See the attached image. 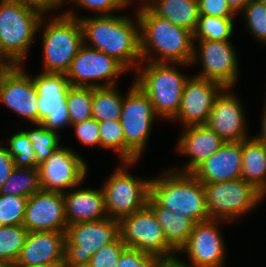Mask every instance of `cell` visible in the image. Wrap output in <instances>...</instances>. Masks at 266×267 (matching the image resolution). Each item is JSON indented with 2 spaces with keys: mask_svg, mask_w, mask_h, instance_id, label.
I'll return each mask as SVG.
<instances>
[{
  "mask_svg": "<svg viewBox=\"0 0 266 267\" xmlns=\"http://www.w3.org/2000/svg\"><path fill=\"white\" fill-rule=\"evenodd\" d=\"M75 12L74 9H68L62 15L79 19L83 30L85 46L104 52L108 56L115 58L127 70L131 71V69L134 70L135 68L136 71L142 62L140 23L137 16H135V21L128 15L121 16L112 14L78 17L77 11Z\"/></svg>",
  "mask_w": 266,
  "mask_h": 267,
  "instance_id": "1",
  "label": "cell"
},
{
  "mask_svg": "<svg viewBox=\"0 0 266 267\" xmlns=\"http://www.w3.org/2000/svg\"><path fill=\"white\" fill-rule=\"evenodd\" d=\"M139 5L136 15L140 23L142 61L191 65L193 32L155 15L146 5Z\"/></svg>",
  "mask_w": 266,
  "mask_h": 267,
  "instance_id": "2",
  "label": "cell"
},
{
  "mask_svg": "<svg viewBox=\"0 0 266 267\" xmlns=\"http://www.w3.org/2000/svg\"><path fill=\"white\" fill-rule=\"evenodd\" d=\"M150 196L162 207L195 223L210 219L204 185L191 173L172 169L150 180Z\"/></svg>",
  "mask_w": 266,
  "mask_h": 267,
  "instance_id": "3",
  "label": "cell"
},
{
  "mask_svg": "<svg viewBox=\"0 0 266 267\" xmlns=\"http://www.w3.org/2000/svg\"><path fill=\"white\" fill-rule=\"evenodd\" d=\"M146 63L143 65V63ZM177 66L183 63L142 61L137 67L134 82L148 96L158 117L171 121L178 113L183 89L188 77ZM144 66V67H143Z\"/></svg>",
  "mask_w": 266,
  "mask_h": 267,
  "instance_id": "4",
  "label": "cell"
},
{
  "mask_svg": "<svg viewBox=\"0 0 266 267\" xmlns=\"http://www.w3.org/2000/svg\"><path fill=\"white\" fill-rule=\"evenodd\" d=\"M44 19L45 17L41 19L38 29L42 32V72L66 74L84 45L81 23L79 19L62 14L52 17L47 22Z\"/></svg>",
  "mask_w": 266,
  "mask_h": 267,
  "instance_id": "5",
  "label": "cell"
},
{
  "mask_svg": "<svg viewBox=\"0 0 266 267\" xmlns=\"http://www.w3.org/2000/svg\"><path fill=\"white\" fill-rule=\"evenodd\" d=\"M44 16L16 0L0 1V51L23 65Z\"/></svg>",
  "mask_w": 266,
  "mask_h": 267,
  "instance_id": "6",
  "label": "cell"
},
{
  "mask_svg": "<svg viewBox=\"0 0 266 267\" xmlns=\"http://www.w3.org/2000/svg\"><path fill=\"white\" fill-rule=\"evenodd\" d=\"M125 93L120 122L125 135V161H139L147 146L156 114L148 96L133 81ZM141 156V157H140Z\"/></svg>",
  "mask_w": 266,
  "mask_h": 267,
  "instance_id": "7",
  "label": "cell"
},
{
  "mask_svg": "<svg viewBox=\"0 0 266 267\" xmlns=\"http://www.w3.org/2000/svg\"><path fill=\"white\" fill-rule=\"evenodd\" d=\"M120 163H122L121 167H117L101 187L107 216L118 221L147 205L151 180L150 178L143 180L129 173L127 168L137 161H120Z\"/></svg>",
  "mask_w": 266,
  "mask_h": 267,
  "instance_id": "8",
  "label": "cell"
},
{
  "mask_svg": "<svg viewBox=\"0 0 266 267\" xmlns=\"http://www.w3.org/2000/svg\"><path fill=\"white\" fill-rule=\"evenodd\" d=\"M203 185L210 219L227 222L238 220L255 209L266 197L253 184L242 178Z\"/></svg>",
  "mask_w": 266,
  "mask_h": 267,
  "instance_id": "9",
  "label": "cell"
},
{
  "mask_svg": "<svg viewBox=\"0 0 266 267\" xmlns=\"http://www.w3.org/2000/svg\"><path fill=\"white\" fill-rule=\"evenodd\" d=\"M120 237L119 221L106 218L68 225L65 232L64 266H87L103 245Z\"/></svg>",
  "mask_w": 266,
  "mask_h": 267,
  "instance_id": "10",
  "label": "cell"
},
{
  "mask_svg": "<svg viewBox=\"0 0 266 267\" xmlns=\"http://www.w3.org/2000/svg\"><path fill=\"white\" fill-rule=\"evenodd\" d=\"M119 233L122 242L128 248H135L162 258L178 255L167 243L161 225L147 205L123 217L119 221Z\"/></svg>",
  "mask_w": 266,
  "mask_h": 267,
  "instance_id": "11",
  "label": "cell"
},
{
  "mask_svg": "<svg viewBox=\"0 0 266 267\" xmlns=\"http://www.w3.org/2000/svg\"><path fill=\"white\" fill-rule=\"evenodd\" d=\"M127 71L115 58L83 45L66 72V77L74 87H113L117 86L118 76Z\"/></svg>",
  "mask_w": 266,
  "mask_h": 267,
  "instance_id": "12",
  "label": "cell"
},
{
  "mask_svg": "<svg viewBox=\"0 0 266 267\" xmlns=\"http://www.w3.org/2000/svg\"><path fill=\"white\" fill-rule=\"evenodd\" d=\"M33 84L38 94V124L56 132L71 126L66 104L71 85L66 74L41 72L33 77Z\"/></svg>",
  "mask_w": 266,
  "mask_h": 267,
  "instance_id": "13",
  "label": "cell"
},
{
  "mask_svg": "<svg viewBox=\"0 0 266 267\" xmlns=\"http://www.w3.org/2000/svg\"><path fill=\"white\" fill-rule=\"evenodd\" d=\"M191 65L201 61L202 70L196 75L233 88L239 77L237 53L230 40H197ZM198 49V50H197ZM199 56V57H198Z\"/></svg>",
  "mask_w": 266,
  "mask_h": 267,
  "instance_id": "14",
  "label": "cell"
},
{
  "mask_svg": "<svg viewBox=\"0 0 266 267\" xmlns=\"http://www.w3.org/2000/svg\"><path fill=\"white\" fill-rule=\"evenodd\" d=\"M38 170L41 189L60 193L81 185L88 174L84 158L62 145L39 164Z\"/></svg>",
  "mask_w": 266,
  "mask_h": 267,
  "instance_id": "15",
  "label": "cell"
},
{
  "mask_svg": "<svg viewBox=\"0 0 266 267\" xmlns=\"http://www.w3.org/2000/svg\"><path fill=\"white\" fill-rule=\"evenodd\" d=\"M220 222L225 221L208 219L195 223L188 241L178 252L187 254L188 266L224 267L227 252L220 232Z\"/></svg>",
  "mask_w": 266,
  "mask_h": 267,
  "instance_id": "16",
  "label": "cell"
},
{
  "mask_svg": "<svg viewBox=\"0 0 266 267\" xmlns=\"http://www.w3.org/2000/svg\"><path fill=\"white\" fill-rule=\"evenodd\" d=\"M223 89L217 82L190 76L184 85L179 111L171 122L179 120L183 127L205 125L214 101Z\"/></svg>",
  "mask_w": 266,
  "mask_h": 267,
  "instance_id": "17",
  "label": "cell"
},
{
  "mask_svg": "<svg viewBox=\"0 0 266 267\" xmlns=\"http://www.w3.org/2000/svg\"><path fill=\"white\" fill-rule=\"evenodd\" d=\"M67 226L62 193L41 189L28 198L23 222L28 232H66Z\"/></svg>",
  "mask_w": 266,
  "mask_h": 267,
  "instance_id": "18",
  "label": "cell"
},
{
  "mask_svg": "<svg viewBox=\"0 0 266 267\" xmlns=\"http://www.w3.org/2000/svg\"><path fill=\"white\" fill-rule=\"evenodd\" d=\"M231 88H224L214 101L206 126L225 142H237L250 138L245 111L240 99Z\"/></svg>",
  "mask_w": 266,
  "mask_h": 267,
  "instance_id": "19",
  "label": "cell"
},
{
  "mask_svg": "<svg viewBox=\"0 0 266 267\" xmlns=\"http://www.w3.org/2000/svg\"><path fill=\"white\" fill-rule=\"evenodd\" d=\"M22 66L16 65L0 82V102L35 125L38 124V94L32 75Z\"/></svg>",
  "mask_w": 266,
  "mask_h": 267,
  "instance_id": "20",
  "label": "cell"
},
{
  "mask_svg": "<svg viewBox=\"0 0 266 267\" xmlns=\"http://www.w3.org/2000/svg\"><path fill=\"white\" fill-rule=\"evenodd\" d=\"M176 149L180 155L189 157L183 169L171 168L181 173H191L203 161L211 157L225 141L206 125H191L183 128Z\"/></svg>",
  "mask_w": 266,
  "mask_h": 267,
  "instance_id": "21",
  "label": "cell"
},
{
  "mask_svg": "<svg viewBox=\"0 0 266 267\" xmlns=\"http://www.w3.org/2000/svg\"><path fill=\"white\" fill-rule=\"evenodd\" d=\"M242 141L225 142L191 174L202 184L226 182L241 178Z\"/></svg>",
  "mask_w": 266,
  "mask_h": 267,
  "instance_id": "22",
  "label": "cell"
},
{
  "mask_svg": "<svg viewBox=\"0 0 266 267\" xmlns=\"http://www.w3.org/2000/svg\"><path fill=\"white\" fill-rule=\"evenodd\" d=\"M65 232H28L20 256L13 266L64 264Z\"/></svg>",
  "mask_w": 266,
  "mask_h": 267,
  "instance_id": "23",
  "label": "cell"
},
{
  "mask_svg": "<svg viewBox=\"0 0 266 267\" xmlns=\"http://www.w3.org/2000/svg\"><path fill=\"white\" fill-rule=\"evenodd\" d=\"M79 186L62 193L67 225L108 218L102 188L81 189Z\"/></svg>",
  "mask_w": 266,
  "mask_h": 267,
  "instance_id": "24",
  "label": "cell"
},
{
  "mask_svg": "<svg viewBox=\"0 0 266 267\" xmlns=\"http://www.w3.org/2000/svg\"><path fill=\"white\" fill-rule=\"evenodd\" d=\"M147 206L161 225L167 243L178 253L188 241L195 222L187 216L160 206L150 195Z\"/></svg>",
  "mask_w": 266,
  "mask_h": 267,
  "instance_id": "25",
  "label": "cell"
},
{
  "mask_svg": "<svg viewBox=\"0 0 266 267\" xmlns=\"http://www.w3.org/2000/svg\"><path fill=\"white\" fill-rule=\"evenodd\" d=\"M145 5L155 15L191 32L200 16L197 0H150Z\"/></svg>",
  "mask_w": 266,
  "mask_h": 267,
  "instance_id": "26",
  "label": "cell"
},
{
  "mask_svg": "<svg viewBox=\"0 0 266 267\" xmlns=\"http://www.w3.org/2000/svg\"><path fill=\"white\" fill-rule=\"evenodd\" d=\"M241 178L266 196V144L252 136L242 141Z\"/></svg>",
  "mask_w": 266,
  "mask_h": 267,
  "instance_id": "27",
  "label": "cell"
},
{
  "mask_svg": "<svg viewBox=\"0 0 266 267\" xmlns=\"http://www.w3.org/2000/svg\"><path fill=\"white\" fill-rule=\"evenodd\" d=\"M117 87L93 88L92 118L98 122L120 120L124 95Z\"/></svg>",
  "mask_w": 266,
  "mask_h": 267,
  "instance_id": "28",
  "label": "cell"
},
{
  "mask_svg": "<svg viewBox=\"0 0 266 267\" xmlns=\"http://www.w3.org/2000/svg\"><path fill=\"white\" fill-rule=\"evenodd\" d=\"M41 190L38 168H17L0 189L2 195H14L29 198Z\"/></svg>",
  "mask_w": 266,
  "mask_h": 267,
  "instance_id": "29",
  "label": "cell"
},
{
  "mask_svg": "<svg viewBox=\"0 0 266 267\" xmlns=\"http://www.w3.org/2000/svg\"><path fill=\"white\" fill-rule=\"evenodd\" d=\"M28 231L22 225L0 226V263L13 266L20 256Z\"/></svg>",
  "mask_w": 266,
  "mask_h": 267,
  "instance_id": "30",
  "label": "cell"
},
{
  "mask_svg": "<svg viewBox=\"0 0 266 267\" xmlns=\"http://www.w3.org/2000/svg\"><path fill=\"white\" fill-rule=\"evenodd\" d=\"M234 18L213 17L200 15L197 26L193 32L195 40L226 41L232 37Z\"/></svg>",
  "mask_w": 266,
  "mask_h": 267,
  "instance_id": "31",
  "label": "cell"
},
{
  "mask_svg": "<svg viewBox=\"0 0 266 267\" xmlns=\"http://www.w3.org/2000/svg\"><path fill=\"white\" fill-rule=\"evenodd\" d=\"M92 87L71 86L68 91L67 108L70 123L77 124L92 117Z\"/></svg>",
  "mask_w": 266,
  "mask_h": 267,
  "instance_id": "32",
  "label": "cell"
},
{
  "mask_svg": "<svg viewBox=\"0 0 266 267\" xmlns=\"http://www.w3.org/2000/svg\"><path fill=\"white\" fill-rule=\"evenodd\" d=\"M9 153L14 159L17 168H38L39 162L32 147V142L24 130L12 134L9 138Z\"/></svg>",
  "mask_w": 266,
  "mask_h": 267,
  "instance_id": "33",
  "label": "cell"
},
{
  "mask_svg": "<svg viewBox=\"0 0 266 267\" xmlns=\"http://www.w3.org/2000/svg\"><path fill=\"white\" fill-rule=\"evenodd\" d=\"M31 130H24L30 141L32 142L33 150L36 154L39 163L46 160L56 149L61 146L58 132L48 130L41 124H35Z\"/></svg>",
  "mask_w": 266,
  "mask_h": 267,
  "instance_id": "34",
  "label": "cell"
},
{
  "mask_svg": "<svg viewBox=\"0 0 266 267\" xmlns=\"http://www.w3.org/2000/svg\"><path fill=\"white\" fill-rule=\"evenodd\" d=\"M100 147L113 149L119 159L125 161V135L120 120L99 122Z\"/></svg>",
  "mask_w": 266,
  "mask_h": 267,
  "instance_id": "35",
  "label": "cell"
},
{
  "mask_svg": "<svg viewBox=\"0 0 266 267\" xmlns=\"http://www.w3.org/2000/svg\"><path fill=\"white\" fill-rule=\"evenodd\" d=\"M241 12L248 31L266 45V5L260 0H251Z\"/></svg>",
  "mask_w": 266,
  "mask_h": 267,
  "instance_id": "36",
  "label": "cell"
},
{
  "mask_svg": "<svg viewBox=\"0 0 266 267\" xmlns=\"http://www.w3.org/2000/svg\"><path fill=\"white\" fill-rule=\"evenodd\" d=\"M28 198L0 194V226L22 225Z\"/></svg>",
  "mask_w": 266,
  "mask_h": 267,
  "instance_id": "37",
  "label": "cell"
},
{
  "mask_svg": "<svg viewBox=\"0 0 266 267\" xmlns=\"http://www.w3.org/2000/svg\"><path fill=\"white\" fill-rule=\"evenodd\" d=\"M126 248L119 237L115 242L103 245L92 255L88 267H117L118 260Z\"/></svg>",
  "mask_w": 266,
  "mask_h": 267,
  "instance_id": "38",
  "label": "cell"
},
{
  "mask_svg": "<svg viewBox=\"0 0 266 267\" xmlns=\"http://www.w3.org/2000/svg\"><path fill=\"white\" fill-rule=\"evenodd\" d=\"M71 5L95 12L96 16L112 15L118 10L127 8L129 0H67Z\"/></svg>",
  "mask_w": 266,
  "mask_h": 267,
  "instance_id": "39",
  "label": "cell"
},
{
  "mask_svg": "<svg viewBox=\"0 0 266 267\" xmlns=\"http://www.w3.org/2000/svg\"><path fill=\"white\" fill-rule=\"evenodd\" d=\"M161 259L160 256L126 247L118 260L117 267H157Z\"/></svg>",
  "mask_w": 266,
  "mask_h": 267,
  "instance_id": "40",
  "label": "cell"
},
{
  "mask_svg": "<svg viewBox=\"0 0 266 267\" xmlns=\"http://www.w3.org/2000/svg\"><path fill=\"white\" fill-rule=\"evenodd\" d=\"M71 126L74 128L75 135L82 144L90 147H100L99 122L96 119L91 117Z\"/></svg>",
  "mask_w": 266,
  "mask_h": 267,
  "instance_id": "41",
  "label": "cell"
},
{
  "mask_svg": "<svg viewBox=\"0 0 266 267\" xmlns=\"http://www.w3.org/2000/svg\"><path fill=\"white\" fill-rule=\"evenodd\" d=\"M200 15L234 18L237 14L226 0H197Z\"/></svg>",
  "mask_w": 266,
  "mask_h": 267,
  "instance_id": "42",
  "label": "cell"
},
{
  "mask_svg": "<svg viewBox=\"0 0 266 267\" xmlns=\"http://www.w3.org/2000/svg\"><path fill=\"white\" fill-rule=\"evenodd\" d=\"M25 6L38 11L43 16L52 10L56 11L60 6L64 5L67 0H16Z\"/></svg>",
  "mask_w": 266,
  "mask_h": 267,
  "instance_id": "43",
  "label": "cell"
},
{
  "mask_svg": "<svg viewBox=\"0 0 266 267\" xmlns=\"http://www.w3.org/2000/svg\"><path fill=\"white\" fill-rule=\"evenodd\" d=\"M14 168V159L6 145H0V189L9 178Z\"/></svg>",
  "mask_w": 266,
  "mask_h": 267,
  "instance_id": "44",
  "label": "cell"
},
{
  "mask_svg": "<svg viewBox=\"0 0 266 267\" xmlns=\"http://www.w3.org/2000/svg\"><path fill=\"white\" fill-rule=\"evenodd\" d=\"M15 66L16 64L0 51V82Z\"/></svg>",
  "mask_w": 266,
  "mask_h": 267,
  "instance_id": "45",
  "label": "cell"
},
{
  "mask_svg": "<svg viewBox=\"0 0 266 267\" xmlns=\"http://www.w3.org/2000/svg\"><path fill=\"white\" fill-rule=\"evenodd\" d=\"M157 267H190L187 265L186 262H184V260L182 261V259L179 256H173L170 258H162L159 262Z\"/></svg>",
  "mask_w": 266,
  "mask_h": 267,
  "instance_id": "46",
  "label": "cell"
},
{
  "mask_svg": "<svg viewBox=\"0 0 266 267\" xmlns=\"http://www.w3.org/2000/svg\"><path fill=\"white\" fill-rule=\"evenodd\" d=\"M230 8L238 15H240L243 8L251 1V0H226Z\"/></svg>",
  "mask_w": 266,
  "mask_h": 267,
  "instance_id": "47",
  "label": "cell"
},
{
  "mask_svg": "<svg viewBox=\"0 0 266 267\" xmlns=\"http://www.w3.org/2000/svg\"><path fill=\"white\" fill-rule=\"evenodd\" d=\"M262 121H261V132L260 134H256L255 138L260 141V142H263L264 144H266V106L264 107V112H263V115H262Z\"/></svg>",
  "mask_w": 266,
  "mask_h": 267,
  "instance_id": "48",
  "label": "cell"
},
{
  "mask_svg": "<svg viewBox=\"0 0 266 267\" xmlns=\"http://www.w3.org/2000/svg\"><path fill=\"white\" fill-rule=\"evenodd\" d=\"M11 267H64V264H59V265H35V266H11Z\"/></svg>",
  "mask_w": 266,
  "mask_h": 267,
  "instance_id": "49",
  "label": "cell"
},
{
  "mask_svg": "<svg viewBox=\"0 0 266 267\" xmlns=\"http://www.w3.org/2000/svg\"><path fill=\"white\" fill-rule=\"evenodd\" d=\"M148 1H150V0H143V1H141V2H143L142 5H145ZM129 2L131 4L133 1L132 0H129Z\"/></svg>",
  "mask_w": 266,
  "mask_h": 267,
  "instance_id": "50",
  "label": "cell"
},
{
  "mask_svg": "<svg viewBox=\"0 0 266 267\" xmlns=\"http://www.w3.org/2000/svg\"><path fill=\"white\" fill-rule=\"evenodd\" d=\"M64 267H88V266H64Z\"/></svg>",
  "mask_w": 266,
  "mask_h": 267,
  "instance_id": "51",
  "label": "cell"
},
{
  "mask_svg": "<svg viewBox=\"0 0 266 267\" xmlns=\"http://www.w3.org/2000/svg\"><path fill=\"white\" fill-rule=\"evenodd\" d=\"M260 1H262L266 5V0H260Z\"/></svg>",
  "mask_w": 266,
  "mask_h": 267,
  "instance_id": "52",
  "label": "cell"
}]
</instances>
